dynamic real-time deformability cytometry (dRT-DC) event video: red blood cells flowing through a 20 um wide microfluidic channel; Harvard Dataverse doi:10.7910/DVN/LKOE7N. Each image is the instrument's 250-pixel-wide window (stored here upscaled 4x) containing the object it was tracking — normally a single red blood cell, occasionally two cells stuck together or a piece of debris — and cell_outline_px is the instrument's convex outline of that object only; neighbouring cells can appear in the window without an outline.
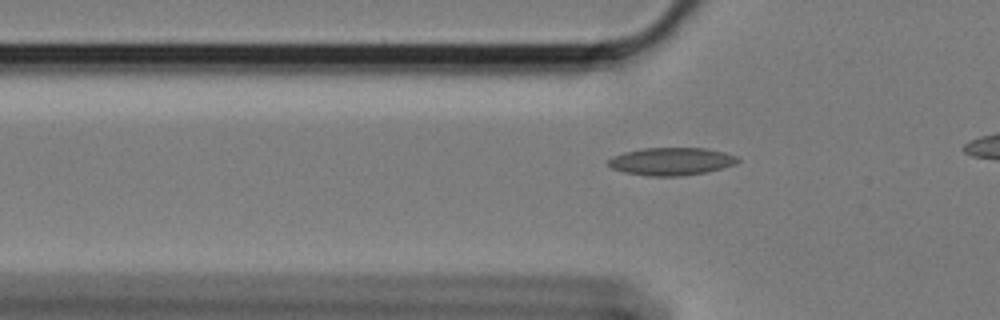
{"species": "Egyptian fruit bat (a non-hibernating species)", "species_latin": "Rousettus aegyptiacus", "temperature_condition": "cold", "stored_images_in_passage": 43, "camera_frame_rate_fps": 3000, "um_per_image_px": 0.085, "animal": {"sex": "female"}, "frame": {"image": 1, "passage_image": 13, "time_ms": 4.0, "image_size_px": [1000, 320], "cell_outline_px": [[740, 160], [736, 164], [708, 172], [680, 176], [648, 176], [624, 172], [612, 168], [608, 164], [608, 160], [612, 156], [624, 152], [644, 148], [704, 148], [724, 152], [736, 156]], "centroid_in_image_um": [57.07, 13.72], "position_along_channel_um": 68.7, "area_um2": 20.92}}
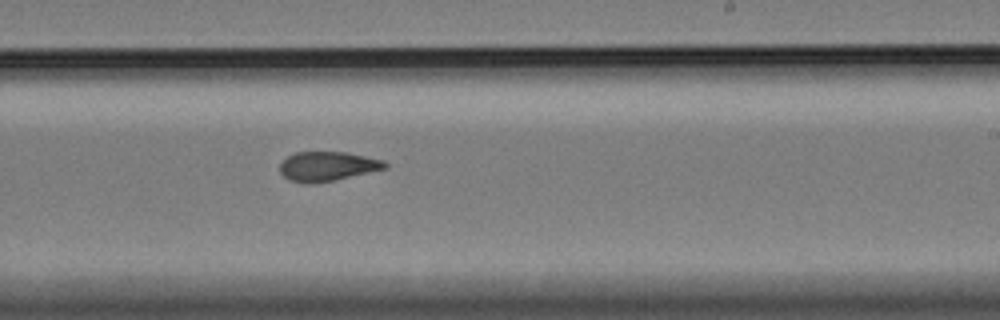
{"frame": {"image": 2, "passage_image": 30, "time_ms": 9.667, "image_size_px": [1000, 320], "cell_outline_px": [[388, 168], [332, 180], [312, 184], [304, 184], [288, 180], [280, 172], [280, 164], [288, 156], [296, 152], [344, 152], [384, 160], [388, 164]], "centroid_in_image_um": [27.81, 14.14], "position_along_channel_um": 261.2, "area_um2": 17.92}}
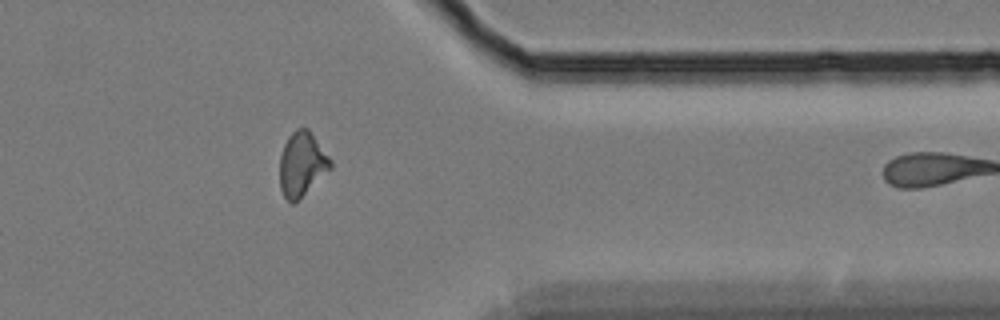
{"frame": {"image": 3, "passage_image": 42, "time_ms": 13.667, "image_size_px": [1000, 320], "cell_outline_px": [[332, 168], [292, 204], [284, 196], [280, 188], [280, 156], [284, 144], [288, 136], [296, 128], [308, 128], [332, 160]], "centroid_in_image_um": [25.66, 13.92], "position_along_channel_um": 385.7, "area_um2": 18.79}}